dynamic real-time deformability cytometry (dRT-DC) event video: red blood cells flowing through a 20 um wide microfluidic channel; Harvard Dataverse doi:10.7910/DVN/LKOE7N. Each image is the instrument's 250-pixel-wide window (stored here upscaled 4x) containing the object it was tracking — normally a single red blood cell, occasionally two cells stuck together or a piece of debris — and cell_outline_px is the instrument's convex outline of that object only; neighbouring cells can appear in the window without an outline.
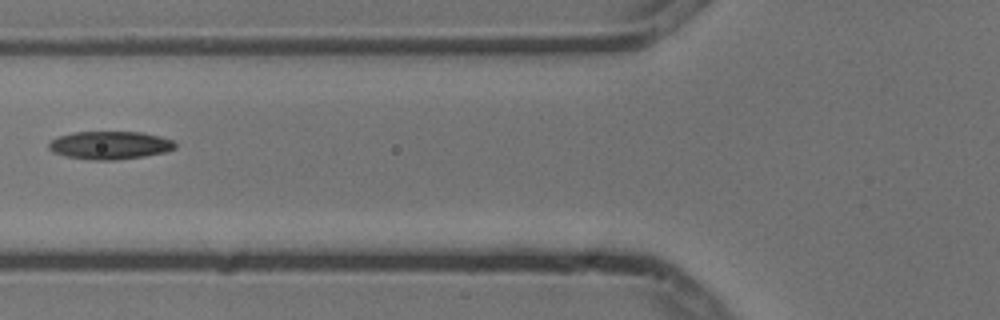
{"species": "common noctule bat (a hibernating species)", "species_latin": "Nyctalus noctula", "temperature_condition": "cold", "stored_images_in_passage": 7, "camera_frame_rate_fps": 3000, "um_per_image_px": 0.085, "animal": {"sex": "male", "body_mass_g": 13.3}, "frame": {"image": 1, "passage_image": 6, "time_ms": 1.667, "image_size_px": [1000, 320], "cell_outline_px": [[176, 148], [164, 152], [144, 156], [112, 160], [92, 160], [64, 156], [52, 152], [48, 148], [48, 144], [52, 140], [60, 136], [72, 132], [140, 132], [160, 136], [172, 140], [176, 144]], "centroid_in_image_um": [9.32, 12.34], "position_along_channel_um": 116.5, "area_um2": 20.58}}
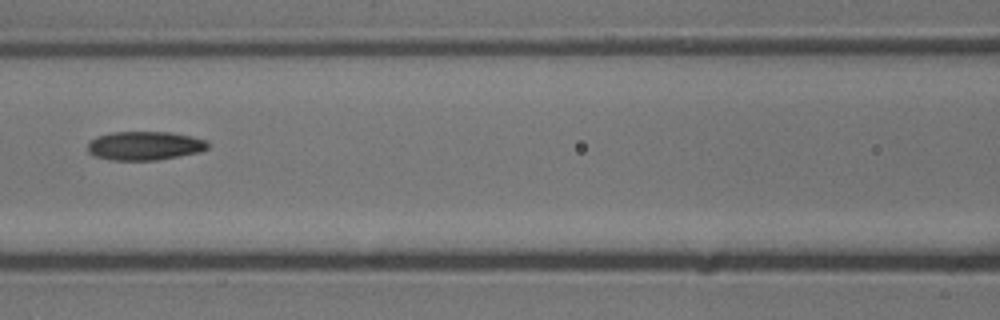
{"frame": {"image": 2, "passage_image": 7, "time_ms": 2.0, "image_size_px": [1000, 320], "cell_outline_px": [[208, 148], [200, 152], [156, 160], [112, 160], [92, 156], [88, 152], [88, 144], [96, 136], [112, 132], [172, 132], [192, 136], [208, 140]], "centroid_in_image_um": [12.3, 12.38], "position_along_channel_um": 154.3, "area_um2": 20.29}}